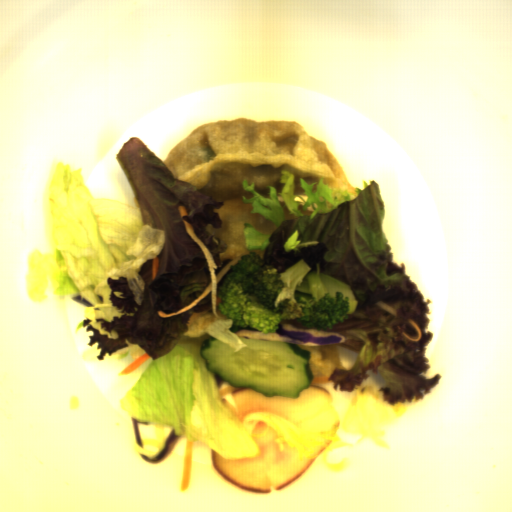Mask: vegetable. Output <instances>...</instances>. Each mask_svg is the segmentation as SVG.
I'll use <instances>...</instances> for the list:
<instances>
[{"label": "vegetable", "instance_id": "vegetable-1", "mask_svg": "<svg viewBox=\"0 0 512 512\" xmlns=\"http://www.w3.org/2000/svg\"><path fill=\"white\" fill-rule=\"evenodd\" d=\"M118 165L133 193L134 205L94 197L82 175L70 163L53 164L45 183L43 209L50 252L36 249L26 259V292L36 303L66 297L86 306L76 335L92 331L82 353L85 362L118 360L129 355L127 366L147 353L150 357L131 374L137 380L120 400L121 412L143 423L154 424L155 439L145 446L163 450L166 426L176 437L203 443L227 460L255 458L260 445L252 438L257 423L276 431L280 452L285 443L297 450L298 461L313 457L334 472L346 459L330 462L327 454L338 446L353 447L338 435L360 434L357 446L368 438L390 450L385 431L410 407L431 393L442 375L422 374L432 369L427 348L434 333L427 331L432 315L430 298L406 274L404 262L394 261L383 224L385 202L373 179L362 190L332 189L324 178L307 184L300 178L307 200L295 195V175L280 169V195L293 217L287 219L277 190L268 197L255 192V182L241 187L253 197L250 214H260L275 224L271 234H261L243 224L244 246L264 251L262 258L280 273L300 259L310 266L320 262L321 273L352 287L357 305L344 323L331 332L345 336V343L304 346L310 351L313 378L332 383H311L328 390L287 408V420L276 413L254 411L241 421L228 381L211 373L201 357L205 339L213 337L236 352L246 347L235 333L241 327L212 308L211 291L187 311L176 312L202 295L212 282L201 247L188 233L186 221L212 254L216 276L233 259L220 260L227 244L206 227L222 228L219 209L224 202L198 191L196 185L174 178L167 165L137 136L116 154ZM316 190L314 191V185ZM189 216L180 219L178 206ZM160 259L152 282V258ZM382 301L397 309V318L378 306ZM423 338L412 343L416 331ZM354 448V447H353Z\"/></svg>", "mask_w": 512, "mask_h": 512}]
</instances>
